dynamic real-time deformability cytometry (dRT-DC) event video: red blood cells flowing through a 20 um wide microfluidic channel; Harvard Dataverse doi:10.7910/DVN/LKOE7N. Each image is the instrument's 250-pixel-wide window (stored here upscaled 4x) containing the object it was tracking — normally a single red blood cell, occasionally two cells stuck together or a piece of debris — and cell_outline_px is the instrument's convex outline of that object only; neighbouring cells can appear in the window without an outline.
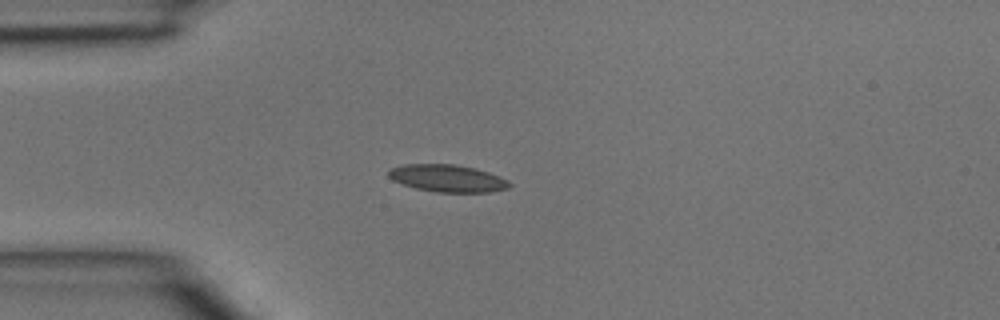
{"species": "common noctule bat (a hibernating species)", "species_latin": "Nyctalus noctula", "temperature_condition": "room temperature", "stored_images_in_passage": 2, "camera_frame_rate_fps": 3000, "um_per_image_px": 0.085, "animal": {"sex": "male", "body_mass_g": 15.6}, "frame": {"image": 1, "passage_image": 1, "time_ms": 0.0, "image_size_px": [1000, 320], "cell_outline_px": [[512, 184], [508, 188], [488, 192], [436, 192], [416, 188], [392, 180], [388, 176], [388, 168], [404, 164], [456, 164], [488, 172], [500, 176], [508, 180]], "centroid_in_image_um": [38.02, 15.15], "position_along_channel_um": 47.0, "area_um2": 19.19}}
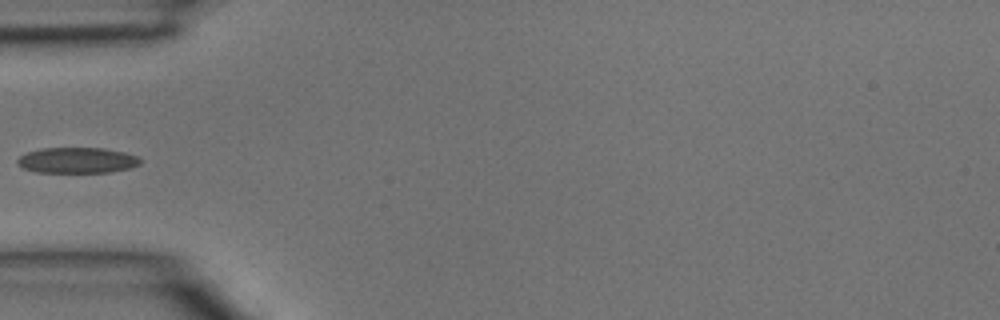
{"frame": {"image": 2, "passage_image": 2, "time_ms": 0.333, "image_size_px": [1000, 320], "cell_outline_px": [[144, 160], [140, 164], [132, 168], [108, 172], [36, 172], [24, 168], [16, 164], [16, 160], [20, 156], [28, 152], [40, 148], [104, 148], [124, 152], [136, 156]], "centroid_in_image_um": [6.58, 13.62], "position_along_channel_um": 78.4, "area_um2": 18.5}}